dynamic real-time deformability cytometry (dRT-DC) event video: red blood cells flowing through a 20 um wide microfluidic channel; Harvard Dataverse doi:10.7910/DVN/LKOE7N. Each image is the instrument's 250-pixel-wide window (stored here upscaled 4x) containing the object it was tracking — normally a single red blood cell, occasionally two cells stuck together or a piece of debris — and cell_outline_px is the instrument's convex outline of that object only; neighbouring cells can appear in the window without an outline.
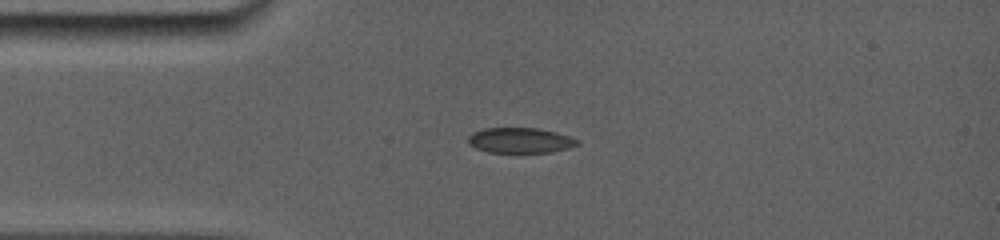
{"species": "common noctule bat (a hibernating species)", "species_latin": "Nyctalus noctula", "temperature_condition": "room temperature", "stored_images_in_passage": 46, "camera_frame_rate_fps": 5000, "um_per_image_px": 0.085, "animal": {"sex": "female", "body_mass_g": 19.0, "forearm_length_mm": 56.7}, "frame": {"image": 1, "passage_image": 8, "time_ms": 2.4, "image_size_px": [1000, 240], "cell_outline_px": [[576, 144], [564, 148], [548, 152], [492, 152], [476, 148], [468, 140], [468, 136], [476, 132], [488, 128], [536, 128], [552, 132], [576, 140]], "centroid_in_image_um": [44.13, 11.93], "position_along_channel_um": 40.9, "area_um2": 15.14}}
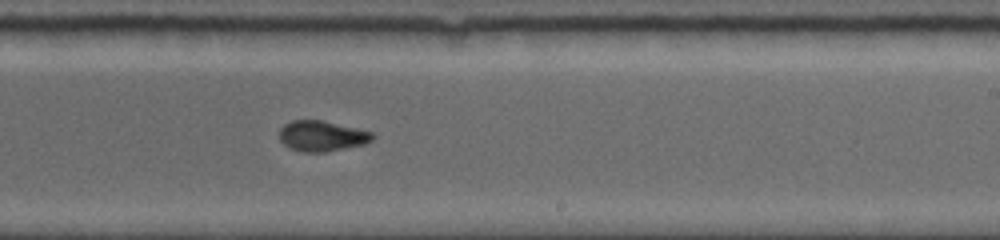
{"frame": {"image": 2, "passage_image": 27, "time_ms": 8.6, "image_size_px": [1000, 240], "cell_outline_px": [[376, 136], [372, 140], [364, 144], [324, 152], [304, 152], [292, 148], [284, 144], [280, 140], [280, 128], [284, 124], [292, 120], [320, 120], [372, 132]], "centroid_in_image_um": [27.35, 11.56], "position_along_channel_um": 261.6, "area_um2": 16.3}}
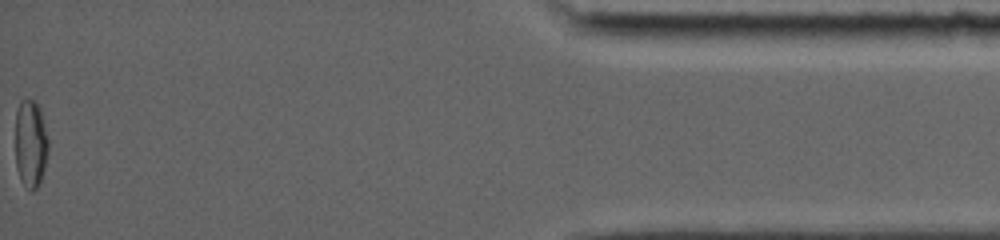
{"frame": {"image": 3, "passage_image": 46, "time_ms": 15.0, "image_size_px": [1000, 240], "cell_outline_px": [[48, 152], [40, 184], [32, 192], [20, 180], [16, 168], [16, 112], [20, 100], [24, 96], [40, 104], [48, 140]], "centroid_in_image_um": [2.6, 12.16], "position_along_channel_um": 432.6, "area_um2": 17.22}, "authors_computed_cell_mechanics": {"area_um2": 16.4152, "velocity_mm_per_s": 3.8421, "shape_relaxation_time_tau1_ms": 4.3973, "shape_relaxation_time_tau2_ms": 1.7152, "deformation_change_tau1": 0.1303, "deformation_change_tau2": 0.0487}}